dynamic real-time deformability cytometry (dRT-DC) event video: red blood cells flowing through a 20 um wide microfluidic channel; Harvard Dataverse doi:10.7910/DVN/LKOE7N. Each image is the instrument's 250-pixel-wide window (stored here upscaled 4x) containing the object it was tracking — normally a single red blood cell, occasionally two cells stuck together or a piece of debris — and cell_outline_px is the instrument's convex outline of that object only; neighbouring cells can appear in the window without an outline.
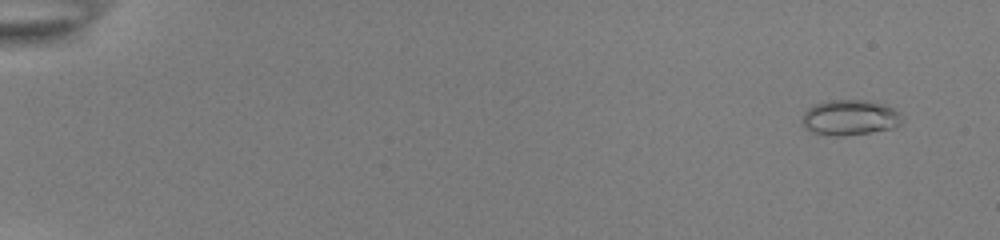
{"species": "common noctule bat (a hibernating species)", "species_latin": "Nyctalus noctula", "temperature_condition": "room temperature", "stored_images_in_passage": 51, "camera_frame_rate_fps": 3000, "um_per_image_px": 0.085, "animal": {"sex": "female", "body_mass_g": 22.0, "forearm_length_mm": 56.7}, "frame": {"image": 1, "passage_image": 1, "time_ms": 0.0, "image_size_px": [1000, 240], "cell_outline_px": [[900, 124], [892, 128], [868, 132], [840, 136], [836, 136], [812, 132], [804, 128], [804, 112], [808, 108], [816, 104], [828, 100], [864, 100], [884, 104], [900, 112]], "centroid_in_image_um": [72.23, 9.98], "position_along_channel_um": 12.8, "area_um2": 20.23}}
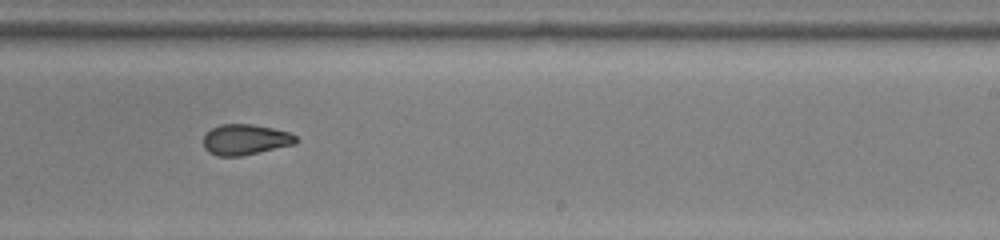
{"frame": {"image": 2, "passage_image": 33, "time_ms": 10.667, "image_size_px": [1000, 240], "cell_outline_px": [[296, 144], [240, 156], [216, 156], [208, 152], [204, 148], [204, 136], [212, 128], [220, 124], [252, 124], [272, 128], [288, 132], [296, 136]], "centroid_in_image_um": [20.83, 11.87], "position_along_channel_um": 268.2, "area_um2": 16.42}}
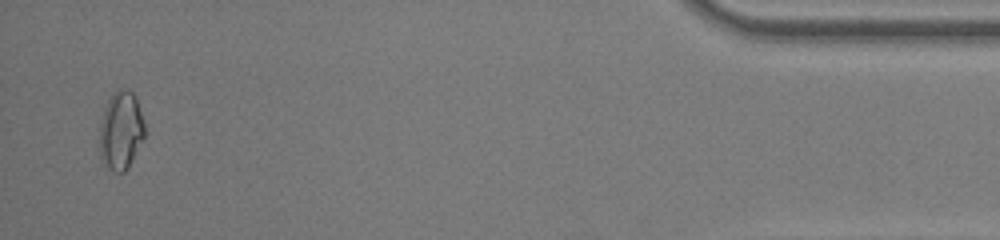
{"frame": {"image": 3, "passage_image": 50, "time_ms": 16.333, "image_size_px": [1000, 240], "cell_outline_px": [[144, 140], [128, 168], [124, 172], [116, 172], [108, 168], [100, 156], [100, 120], [104, 104], [112, 92], [120, 88], [128, 88], [136, 96], [144, 120]], "centroid_in_image_um": [10.28, 11.04], "position_along_channel_um": 424.9, "area_um2": 21.1}, "authors_computed_cell_mechanics": {"area_um2": 17.5712, "velocity_mm_per_s": 3.9125, "shape_relaxation_time_tau1_ms": 9.3087, "shape_relaxation_time_tau2_ms": 2.1106, "deformation_change_tau1": 0.1805, "deformation_change_tau2": 0.084}}